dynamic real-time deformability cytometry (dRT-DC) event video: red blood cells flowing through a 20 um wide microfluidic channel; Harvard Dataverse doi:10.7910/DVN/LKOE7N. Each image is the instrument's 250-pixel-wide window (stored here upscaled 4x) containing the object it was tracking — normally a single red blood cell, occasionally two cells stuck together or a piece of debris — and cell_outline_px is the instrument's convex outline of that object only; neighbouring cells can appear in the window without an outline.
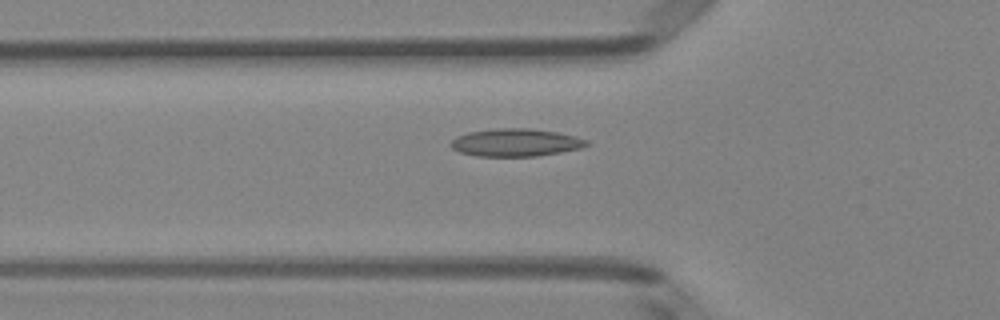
{"species": "Egyptian fruit bat (a non-hibernating species)", "species_latin": "Rousettus aegyptiacus", "temperature_condition": "room temperature", "stored_images_in_passage": 36, "camera_frame_rate_fps": 3000, "um_per_image_px": 0.085, "animal": {"sex": "female"}, "frame": {"image": 1, "passage_image": 5, "time_ms": 1.333, "image_size_px": [1000, 320], "cell_outline_px": [[588, 144], [580, 148], [560, 152], [536, 156], [476, 156], [460, 152], [452, 148], [448, 144], [456, 136], [468, 132], [496, 128], [532, 128], [556, 132], [576, 136], [588, 140]], "centroid_in_image_um": [43.8, 12.11], "position_along_channel_um": 82.0, "area_um2": 21.96}}
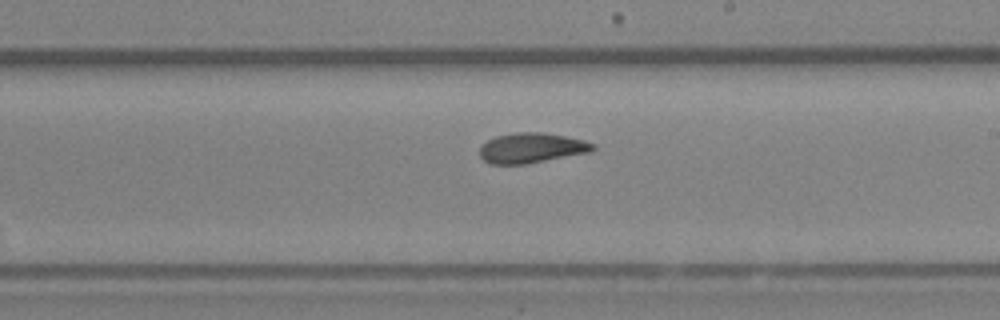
{"frame": {"image": 2, "passage_image": 17, "time_ms": 5.333, "image_size_px": [1000, 320], "cell_outline_px": [[596, 148], [592, 152], [528, 164], [488, 164], [480, 156], [480, 148], [488, 140], [496, 136], [516, 132], [544, 132], [584, 140], [596, 144]], "centroid_in_image_um": [45.22, 12.58], "position_along_channel_um": 243.8, "area_um2": 20.06}}
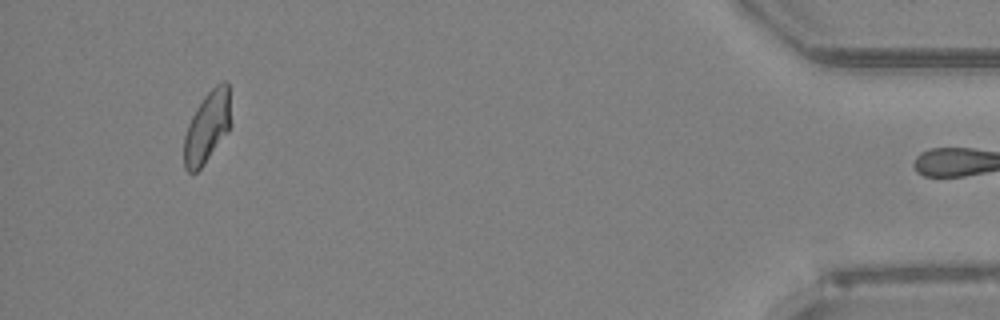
{"frame": {"image": 3, "passage_image": 35, "time_ms": 11.333, "image_size_px": [1000, 320], "cell_outline_px": [[232, 124], [228, 132], [204, 164], [196, 172], [188, 172], [184, 168], [184, 136], [188, 124], [196, 108], [204, 96], [216, 84], [224, 80], [228, 80]], "centroid_in_image_um": [17.64, 10.77], "position_along_channel_um": 417.6, "area_um2": 19.77}}